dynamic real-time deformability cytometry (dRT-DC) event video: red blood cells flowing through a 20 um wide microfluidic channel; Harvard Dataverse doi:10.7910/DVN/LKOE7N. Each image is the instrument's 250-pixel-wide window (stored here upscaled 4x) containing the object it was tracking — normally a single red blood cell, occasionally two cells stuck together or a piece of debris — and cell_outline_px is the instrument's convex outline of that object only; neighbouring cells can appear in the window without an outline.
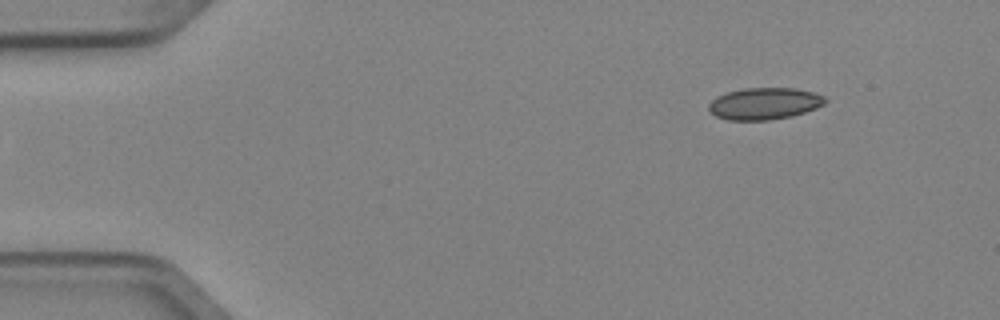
{"species": "Egyptian fruit bat (a non-hibernating species)", "species_latin": "Rousettus aegyptiacus", "temperature_condition": "cold", "stored_images_in_passage": 6, "segment_of_instrument_passage": [2, 2], "camera_frame_rate_fps": 3000, "um_per_image_px": 0.085, "animal": {"sex": "female"}, "frame": {"image": 1, "passage_image": 6, "time_ms": 1.667, "image_size_px": [1000, 320], "cell_outline_px": [[828, 100], [824, 104], [816, 108], [792, 116], [768, 120], [728, 120], [716, 116], [708, 108], [708, 104], [716, 96], [728, 92], [744, 88], [796, 88], [816, 92], [824, 96]], "centroid_in_image_um": [65.0, 8.8], "position_along_channel_um": 20.0, "area_um2": 21.68}}